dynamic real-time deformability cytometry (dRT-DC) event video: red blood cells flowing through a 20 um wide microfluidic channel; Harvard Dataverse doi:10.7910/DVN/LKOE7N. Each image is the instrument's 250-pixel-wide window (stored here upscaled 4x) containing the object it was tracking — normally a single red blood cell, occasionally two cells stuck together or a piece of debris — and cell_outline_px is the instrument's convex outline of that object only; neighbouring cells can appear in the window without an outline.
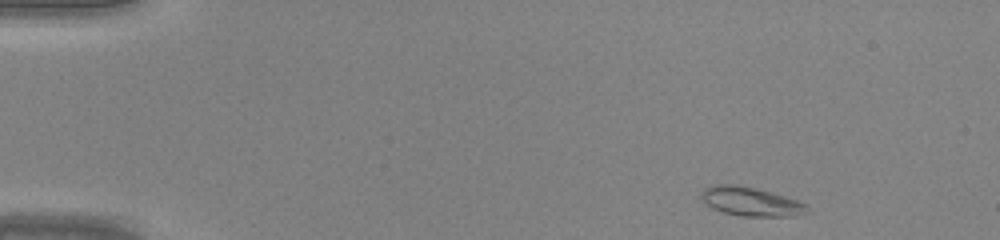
{"species": "common noctule bat (a hibernating species)", "species_latin": "Nyctalus noctula", "temperature_condition": "warm", "stored_images_in_passage": 41, "camera_frame_rate_fps": 3000, "um_per_image_px": 0.085, "animal": {"sex": "male", "body_mass_g": 20.0, "forearm_length_mm": 53.3}, "frame": {"image": 1, "passage_image": 1, "time_ms": 0.0, "image_size_px": [1000, 240], "cell_outline_px": [[808, 212], [792, 216], [740, 216], [724, 212], [712, 208], [700, 196], [704, 188], [716, 184], [736, 184], [756, 188], [784, 196], [796, 200], [804, 204], [808, 208]], "centroid_in_image_um": [63.8, 17.12], "position_along_channel_um": 21.2, "area_um2": 17.57}}
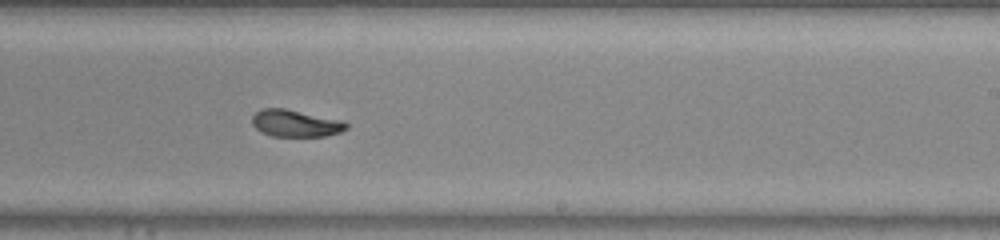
{"frame": {"image": 2, "passage_image": 24, "time_ms": 7.667, "image_size_px": [1000, 240], "cell_outline_px": [[348, 128], [340, 132], [324, 136], [272, 136], [260, 132], [252, 124], [252, 116], [260, 108], [284, 108], [344, 120], [348, 124]], "centroid_in_image_um": [25.12, 10.47], "position_along_channel_um": 263.9, "area_um2": 14.97}}
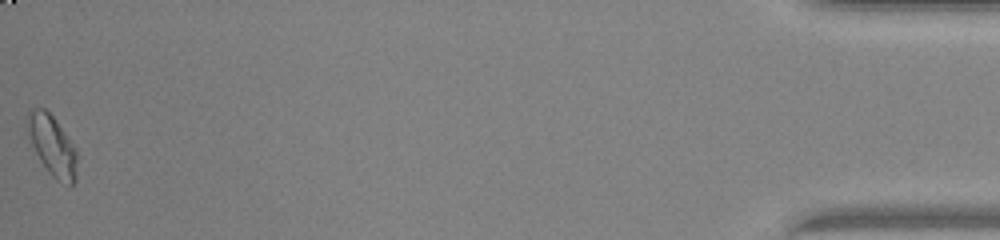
{"frame": {"image": 3, "passage_image": 41, "time_ms": 13.333, "image_size_px": [1000, 240], "cell_outline_px": [[76, 180], [72, 184], [56, 180], [48, 172], [40, 160], [28, 136], [28, 112], [32, 108], [44, 108], [56, 120], [68, 136], [76, 148]], "centroid_in_image_um": [4.45, 12.37], "position_along_channel_um": 430.7, "area_um2": 17.17}}